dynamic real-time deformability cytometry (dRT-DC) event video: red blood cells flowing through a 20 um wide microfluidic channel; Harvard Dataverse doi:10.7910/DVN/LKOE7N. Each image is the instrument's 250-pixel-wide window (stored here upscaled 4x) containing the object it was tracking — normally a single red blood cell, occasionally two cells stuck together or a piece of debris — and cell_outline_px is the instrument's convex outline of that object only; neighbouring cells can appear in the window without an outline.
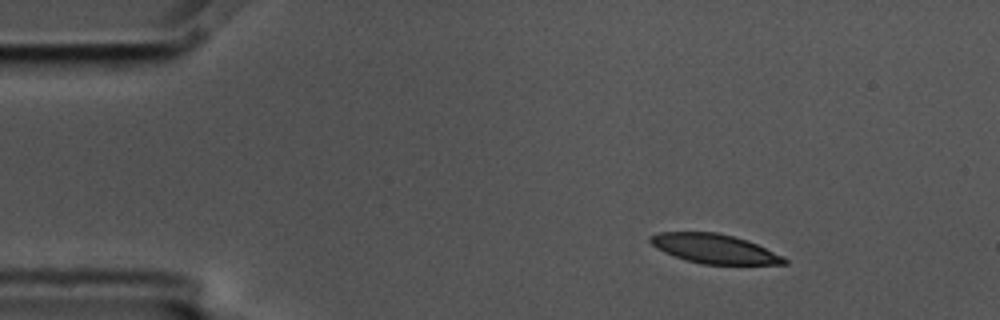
{"species": "common noctule bat (a hibernating species)", "species_latin": "Nyctalus noctula", "temperature_condition": "cold", "stored_images_in_passage": 4, "camera_frame_rate_fps": 3000, "um_per_image_px": 0.085, "animal": {"sex": "male", "body_mass_g": 17.5, "forearm_length_mm": 52.3}, "frame": {"image": 1, "passage_image": 1, "time_ms": 0.0, "image_size_px": [1000, 320], "cell_outline_px": [[788, 264], [704, 264], [684, 260], [664, 252], [656, 248], [648, 240], [648, 236], [656, 232], [716, 232], [748, 240], [784, 256], [788, 260]], "centroid_in_image_um": [60.7, 21.14], "position_along_channel_um": 24.3, "area_um2": 23.0}}